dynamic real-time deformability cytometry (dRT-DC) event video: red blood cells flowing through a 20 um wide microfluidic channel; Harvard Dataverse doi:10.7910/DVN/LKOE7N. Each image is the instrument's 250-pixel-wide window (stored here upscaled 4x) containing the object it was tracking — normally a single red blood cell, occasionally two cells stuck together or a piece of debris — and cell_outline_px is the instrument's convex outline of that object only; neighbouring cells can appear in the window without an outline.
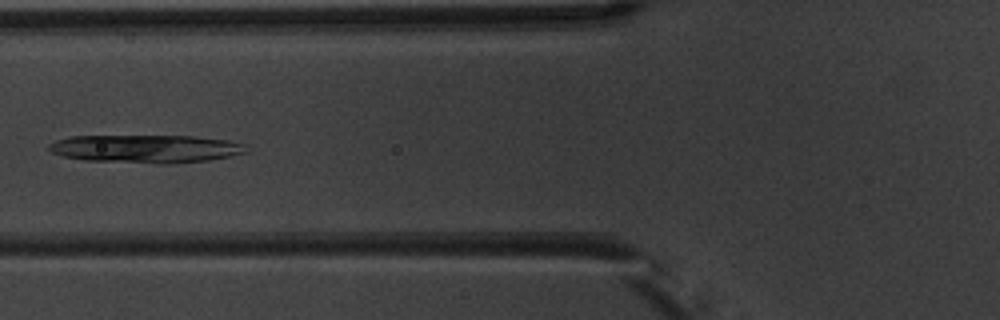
{"species": "common noctule bat (a hibernating species)", "species_latin": "Nyctalus noctula", "temperature_condition": "warm", "stored_images_in_passage": 6, "camera_frame_rate_fps": 3000, "um_per_image_px": 0.085, "animal": {"sex": "male", "body_mass_g": 20.1, "forearm_length_mm": 53.5}, "frame": {"image": 1, "passage_image": 6, "time_ms": 5.667, "image_size_px": [1000, 320], "cell_outline_px": [[248, 152], [232, 156], [208, 160], [168, 164], [160, 164], [84, 160], [64, 156], [52, 152], [48, 148], [48, 144], [56, 140], [68, 136], [196, 136], [228, 140], [244, 144]], "centroid_in_image_um": [12.41, 12.64], "position_along_channel_um": 113.4, "area_um2": 32.43}}